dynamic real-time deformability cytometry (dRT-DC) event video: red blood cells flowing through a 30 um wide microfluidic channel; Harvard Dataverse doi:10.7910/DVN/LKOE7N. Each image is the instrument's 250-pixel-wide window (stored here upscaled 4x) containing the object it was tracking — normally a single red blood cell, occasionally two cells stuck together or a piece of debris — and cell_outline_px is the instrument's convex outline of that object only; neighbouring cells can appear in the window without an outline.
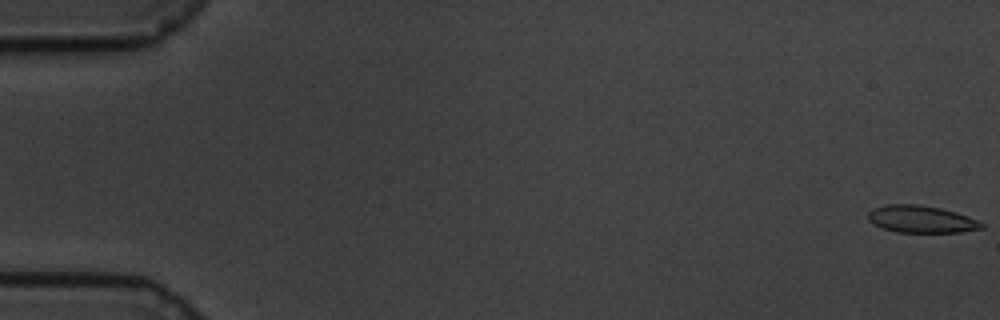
{"species": "common noctule bat (a hibernating species)", "species_latin": "Nyctalus noctula", "temperature_condition": "cold", "stored_images_in_passage": 60, "camera_frame_rate_fps": 3000, "um_per_image_px": 0.085, "animal": {"sex": "male", "body_mass_g": 19.5, "forearm_length_mm": 54.6}, "frame": {"image": 1, "passage_image": 1, "time_ms": 0.0, "image_size_px": [1000, 320], "cell_outline_px": [[984, 228], [960, 232], [896, 232], [872, 224], [868, 220], [868, 212], [884, 204], [920, 204], [940, 208], [956, 212], [968, 216], [984, 224]], "centroid_in_image_um": [78.29, 18.63], "position_along_channel_um": 6.7, "area_um2": 17.98}}
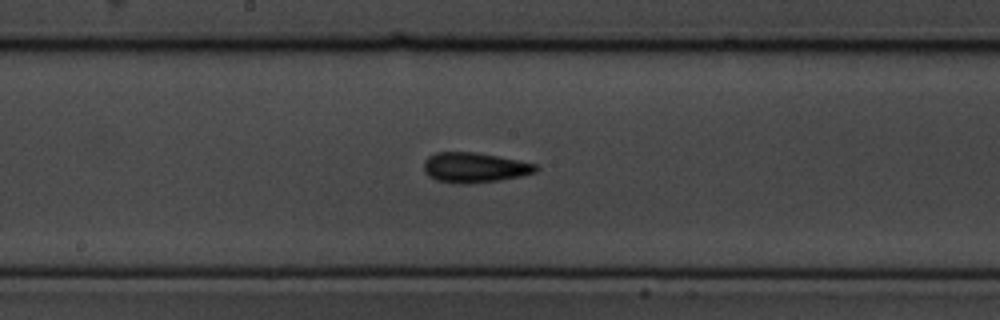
{"frame": {"image": 2, "passage_image": 32, "time_ms": 10.333, "image_size_px": [1000, 320], "cell_outline_px": [[540, 168], [536, 172], [520, 176], [472, 184], [456, 184], [436, 180], [428, 176], [424, 172], [424, 160], [428, 156], [436, 152], [472, 152], [496, 156], [536, 164]], "centroid_in_image_um": [40.29, 14.25], "position_along_channel_um": 207.9, "area_um2": 19.59}}
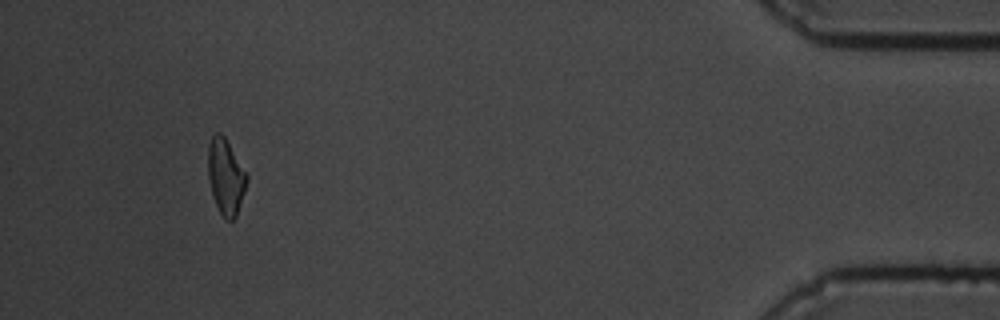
{"frame": {"image": 3, "passage_image": 56, "time_ms": 18.333, "image_size_px": [1000, 320], "cell_outline_px": [[248, 180], [236, 216], [232, 220], [224, 220], [212, 196], [208, 176], [208, 148], [212, 136], [216, 132], [220, 132], [224, 136], [248, 176]], "centroid_in_image_um": [19.18, 15.03], "position_along_channel_um": 416.0, "area_um2": 16.88}, "authors_computed_cell_mechanics": {"area_um2": 18.1492, "velocity_mm_per_s": 3.4107, "shape_relaxation_time_tau1_ms": null, "shape_relaxation_time_tau2_ms": 7.241, "deformation_change_tau1": null, "deformation_change_tau2": 0.1347}}